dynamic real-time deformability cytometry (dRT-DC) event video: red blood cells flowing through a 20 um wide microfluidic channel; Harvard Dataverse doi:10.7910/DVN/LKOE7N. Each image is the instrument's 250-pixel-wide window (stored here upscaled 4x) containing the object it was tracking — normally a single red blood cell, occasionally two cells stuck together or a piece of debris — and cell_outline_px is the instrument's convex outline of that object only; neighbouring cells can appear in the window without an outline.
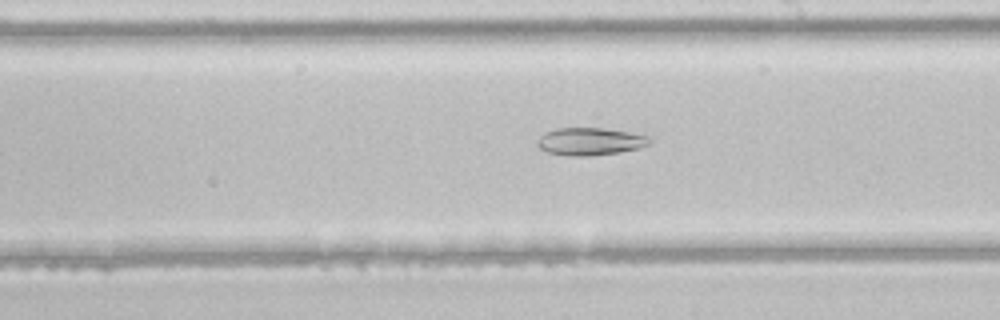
{"species": "common noctule bat (a hibernating species)", "species_latin": "Nyctalus noctula", "temperature_condition": "room temperature", "stored_images_in_passage": 42, "camera_frame_rate_fps": 3000, "um_per_image_px": 0.085, "animal": {"sex": "male", "body_mass_g": 21.5, "forearm_length_mm": 52.0}, "frame": {"image": 1, "passage_image": 24, "time_ms": 7.667, "image_size_px": [1000, 320], "cell_outline_px": [[652, 144], [640, 148], [620, 152], [592, 156], [568, 156], [548, 152], [540, 148], [536, 144], [540, 136], [544, 132], [556, 128], [604, 128], [652, 136]], "centroid_in_image_um": [50.21, 12.02], "position_along_channel_um": 238.8, "area_um2": 18.32}}